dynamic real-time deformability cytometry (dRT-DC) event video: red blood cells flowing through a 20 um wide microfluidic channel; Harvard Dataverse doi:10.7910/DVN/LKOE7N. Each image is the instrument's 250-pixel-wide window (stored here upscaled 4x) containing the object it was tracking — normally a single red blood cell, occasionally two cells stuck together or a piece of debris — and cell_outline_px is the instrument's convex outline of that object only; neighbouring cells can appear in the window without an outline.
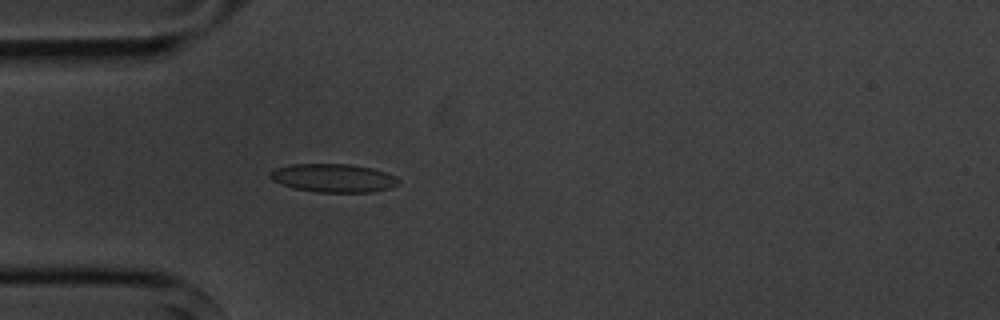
{"species": "common noctule bat (a hibernating species)", "species_latin": "Nyctalus noctula", "temperature_condition": "cold", "stored_images_in_passage": 5, "camera_frame_rate_fps": 3000, "um_per_image_px": 0.085, "animal": {"sex": "male", "body_mass_g": 20.1, "forearm_length_mm": 53.5}, "frame": {"image": 1, "passage_image": 5, "time_ms": 4.667, "image_size_px": [1000, 320], "cell_outline_px": [[400, 180], [396, 184], [388, 188], [372, 192], [316, 192], [296, 188], [272, 180], [272, 172], [276, 168], [288, 164], [348, 164], [372, 168], [396, 176]], "centroid_in_image_um": [28.37, 15.12], "position_along_channel_um": 56.6, "area_um2": 20.87}}